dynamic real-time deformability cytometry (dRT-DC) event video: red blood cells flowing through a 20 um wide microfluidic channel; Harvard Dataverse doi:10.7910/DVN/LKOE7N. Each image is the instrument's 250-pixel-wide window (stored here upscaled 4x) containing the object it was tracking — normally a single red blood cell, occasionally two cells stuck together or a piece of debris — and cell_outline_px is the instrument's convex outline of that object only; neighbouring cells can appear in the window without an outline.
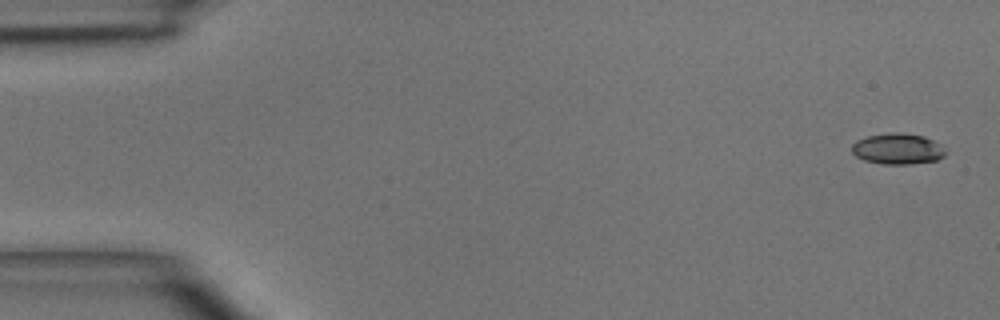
{"species": "common noctule bat (a hibernating species)", "species_latin": "Nyctalus noctula", "temperature_condition": "room temperature", "stored_images_in_passage": 7, "camera_frame_rate_fps": 3000, "um_per_image_px": 0.085, "animal": {"sex": "male", "body_mass_g": 15.6}, "frame": {"image": 1, "passage_image": 1, "time_ms": 0.0, "image_size_px": [1000, 320], "cell_outline_px": [[948, 152], [944, 156], [936, 160], [908, 164], [884, 164], [864, 160], [856, 156], [852, 152], [852, 144], [856, 140], [868, 136], [888, 132], [900, 132], [924, 136], [940, 144]], "centroid_in_image_um": [76.3, 12.64], "position_along_channel_um": 8.7, "area_um2": 16.94}}
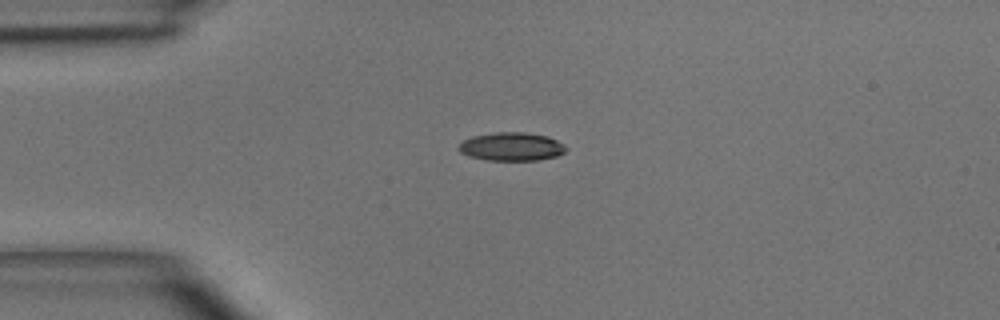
{"frame": {"image": 2, "passage_image": 4, "time_ms": 3.333, "image_size_px": [1000, 320], "cell_outline_px": [[568, 148], [564, 152], [556, 156], [540, 160], [488, 160], [468, 156], [460, 152], [456, 148], [464, 140], [472, 136], [496, 132], [524, 132], [548, 136], [564, 144]], "centroid_in_image_um": [43.48, 12.46], "position_along_channel_um": 41.5, "area_um2": 17.8}}
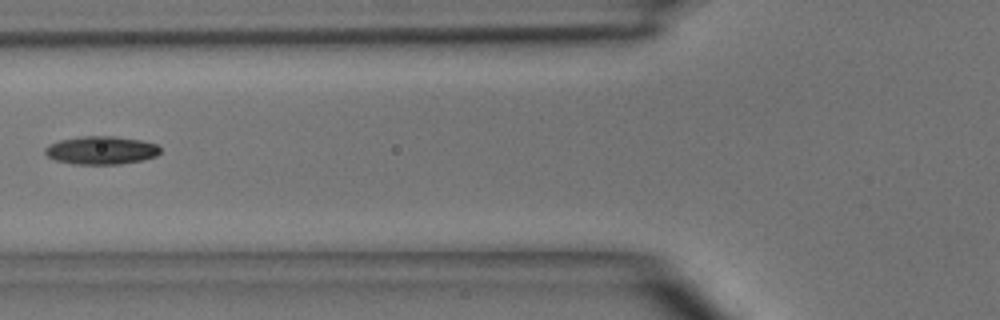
{"frame": {"image": 3, "passage_image": 6, "time_ms": 5.667, "image_size_px": [1000, 320], "cell_outline_px": [[160, 152], [156, 156], [144, 160], [120, 164], [76, 164], [56, 160], [48, 156], [44, 152], [44, 148], [48, 144], [60, 140], [80, 136], [116, 136], [140, 140], [156, 144], [160, 148]], "centroid_in_image_um": [8.6, 12.77], "position_along_channel_um": 117.2, "area_um2": 18.96}}